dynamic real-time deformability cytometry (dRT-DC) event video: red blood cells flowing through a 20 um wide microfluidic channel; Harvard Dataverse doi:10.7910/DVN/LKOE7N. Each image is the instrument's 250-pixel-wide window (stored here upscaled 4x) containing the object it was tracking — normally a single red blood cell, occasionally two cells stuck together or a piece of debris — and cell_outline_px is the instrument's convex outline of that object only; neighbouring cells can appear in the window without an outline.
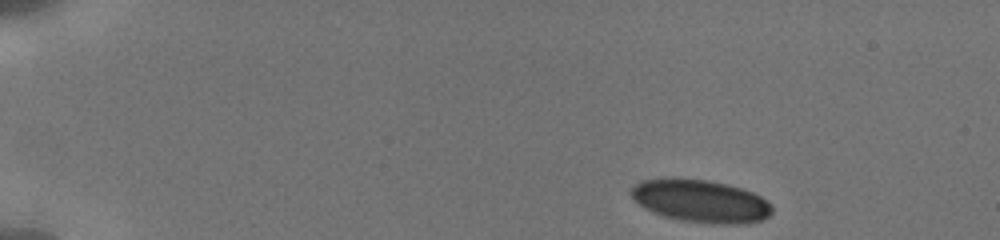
{"species": "human", "species_latin": "Homo sapiens", "temperature_condition": "cold", "stored_images_in_passage": 9, "camera_frame_rate_fps": 3000, "um_per_image_px": 0.085, "donor": {"sex": "male"}, "frame": {"image": 1, "passage_image": 1, "time_ms": 0.0, "image_size_px": [1000, 240], "cell_outline_px": [[772, 212], [768, 216], [760, 220], [748, 224], [720, 224], [680, 220], [664, 216], [652, 212], [644, 208], [628, 192], [636, 184], [644, 180], [664, 176], [672, 176], [708, 180], [728, 184], [752, 192], [760, 196], [772, 208]], "centroid_in_image_um": [59.51, 17.06], "position_along_channel_um": 25.5, "area_um2": 35.32}}
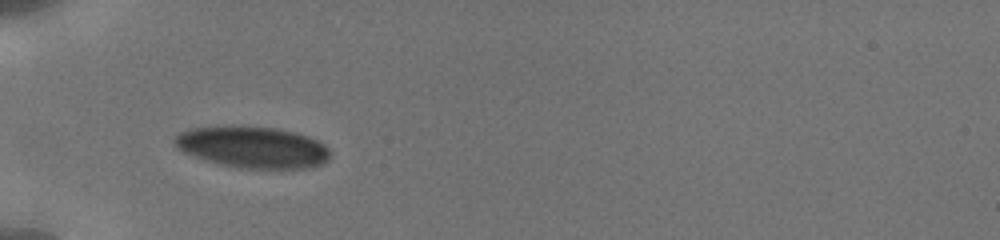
{"frame": {"image": 2, "passage_image": 7, "time_ms": 3.667, "image_size_px": [1000, 240], "cell_outline_px": [[332, 156], [324, 164], [312, 168], [236, 168], [216, 164], [192, 156], [176, 148], [172, 140], [180, 132], [192, 128], [228, 124], [244, 124], [276, 128], [296, 132], [308, 136], [324, 144], [328, 148]], "centroid_in_image_um": [21.45, 12.49], "position_along_channel_um": 63.5, "area_um2": 38.78}}